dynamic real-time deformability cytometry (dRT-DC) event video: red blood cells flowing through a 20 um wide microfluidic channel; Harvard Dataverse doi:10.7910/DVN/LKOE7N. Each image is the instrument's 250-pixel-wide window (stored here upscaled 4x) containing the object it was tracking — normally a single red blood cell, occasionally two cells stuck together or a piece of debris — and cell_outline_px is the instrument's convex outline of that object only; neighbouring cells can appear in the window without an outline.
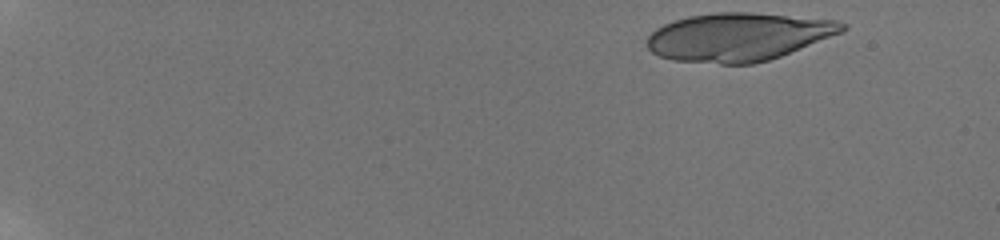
{"species": "human", "species_latin": "Homo sapiens", "temperature_condition": "room temperature", "stored_images_in_passage": 14, "segment_of_instrument_passage": [1, 2], "camera_frame_rate_fps": 3000, "um_per_image_px": 0.085, "donor": {"sex": "male"}, "frame": {"image": 1, "passage_image": 1, "time_ms": 0.0, "image_size_px": [1000, 240], "cell_outline_px": [[848, 28], [844, 32], [780, 56], [768, 60], [752, 64], [720, 64], [672, 60], [660, 56], [652, 52], [648, 48], [648, 36], [656, 28], [664, 24], [688, 16], [716, 12], [752, 12], [836, 20], [848, 24]], "centroid_in_image_um": [62.79, 3.13], "position_along_channel_um": 22.2, "area_um2": 54.91}}
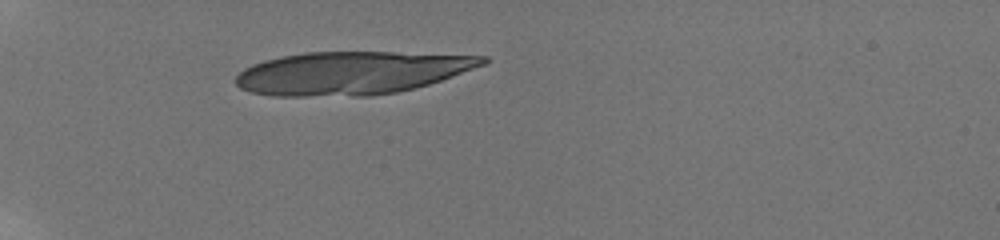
{"frame": {"image": 2, "passage_image": 7, "time_ms": 4.333, "image_size_px": [1000, 240], "cell_outline_px": [[488, 60], [484, 64], [440, 80], [428, 84], [396, 92], [372, 96], [272, 96], [252, 92], [240, 88], [236, 84], [236, 76], [244, 68], [252, 64], [264, 60], [280, 56], [304, 52], [396, 52], [488, 56]], "centroid_in_image_um": [29.83, 6.2], "position_along_channel_um": 55.2, "area_um2": 61.79}}